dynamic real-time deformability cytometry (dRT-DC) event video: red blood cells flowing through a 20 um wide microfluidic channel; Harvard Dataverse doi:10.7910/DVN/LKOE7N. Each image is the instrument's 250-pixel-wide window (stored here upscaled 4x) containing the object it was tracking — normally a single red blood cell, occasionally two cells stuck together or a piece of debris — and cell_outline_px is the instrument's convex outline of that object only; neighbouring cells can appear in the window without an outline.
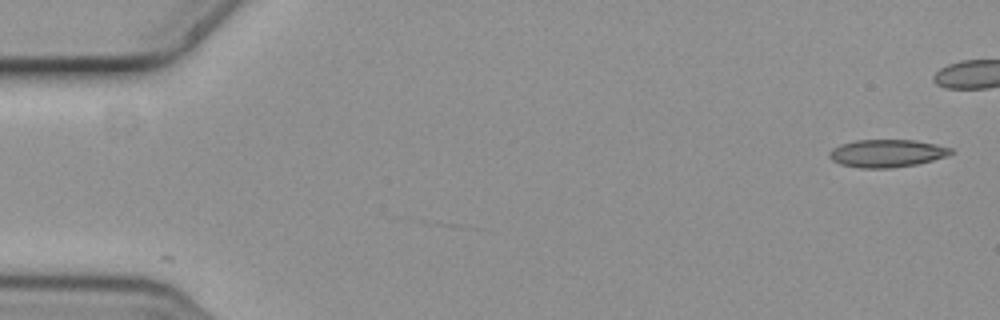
{"species": "common noctule bat (a hibernating species)", "species_latin": "Nyctalus noctula", "temperature_condition": "cold", "stored_images_in_passage": 7, "camera_frame_rate_fps": 3000, "um_per_image_px": 0.085, "animal": {"sex": "female", "body_mass_g": 19.3, "forearm_length_mm": 54.1}, "frame": {"image": 1, "passage_image": 1, "time_ms": 0.0, "image_size_px": [1000, 320], "cell_outline_px": [[956, 152], [948, 156], [916, 164], [892, 168], [860, 168], [840, 164], [832, 160], [828, 156], [828, 152], [832, 148], [840, 144], [856, 140], [916, 140], [936, 144], [952, 148]], "centroid_in_image_um": [75.39, 13.03], "position_along_channel_um": 9.6, "area_um2": 19.83}}
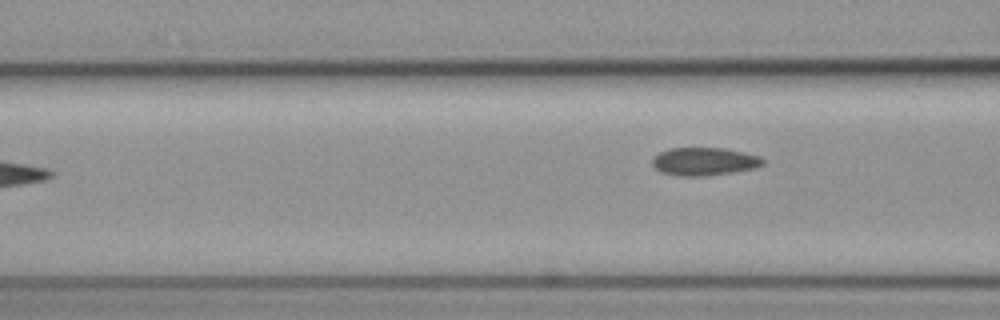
{"frame": {"image": 2, "passage_image": 7, "time_ms": 2.0, "image_size_px": [1000, 320], "cell_outline_px": [[764, 164], [756, 168], [708, 176], [680, 176], [660, 172], [652, 164], [652, 156], [668, 148], [724, 148], [744, 152], [760, 156], [764, 160]], "centroid_in_image_um": [59.85, 13.72], "position_along_channel_um": 106.7, "area_um2": 18.21}}